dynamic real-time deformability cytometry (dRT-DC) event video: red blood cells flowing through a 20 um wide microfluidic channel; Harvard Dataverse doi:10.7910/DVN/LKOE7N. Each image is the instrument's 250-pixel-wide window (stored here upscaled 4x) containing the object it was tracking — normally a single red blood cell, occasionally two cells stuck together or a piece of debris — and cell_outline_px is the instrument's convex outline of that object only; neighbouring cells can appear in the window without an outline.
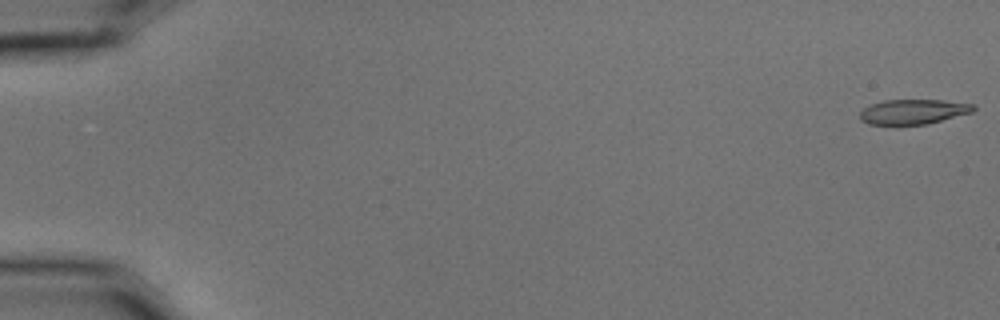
{"species": "common noctule bat (a hibernating species)", "species_latin": "Nyctalus noctula", "temperature_condition": "cold", "stored_images_in_passage": 57, "camera_frame_rate_fps": 3000, "um_per_image_px": 0.085, "animal": {"sex": "male", "body_mass_g": 15.6}, "frame": {"image": 1, "passage_image": 1, "time_ms": 0.0, "image_size_px": [1000, 320], "cell_outline_px": [[976, 108], [972, 112], [928, 124], [896, 128], [868, 124], [860, 120], [860, 112], [864, 108], [872, 104], [884, 100], [944, 100], [976, 104]], "centroid_in_image_um": [77.59, 9.54], "position_along_channel_um": 7.4, "area_um2": 17.28}}
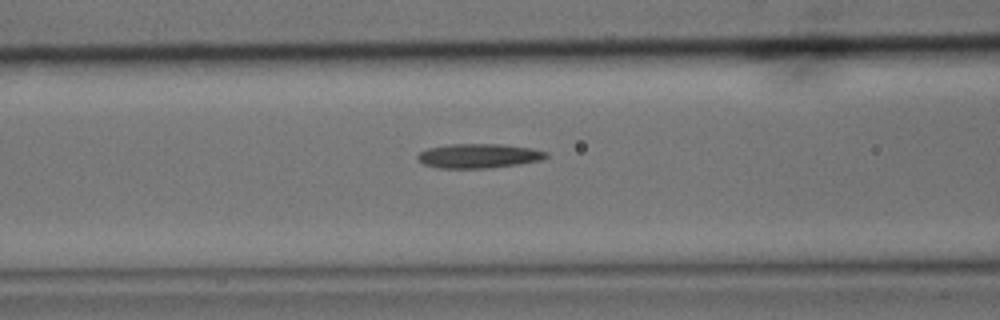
{"frame": {"image": 2, "passage_image": 24, "time_ms": 7.667, "image_size_px": [1000, 320], "cell_outline_px": [[548, 156], [540, 160], [520, 164], [488, 168], [440, 168], [424, 164], [416, 160], [416, 156], [420, 152], [428, 148], [448, 144], [500, 144], [532, 148], [548, 152]], "centroid_in_image_um": [40.67, 13.25], "position_along_channel_um": 125.9, "area_um2": 18.32}}
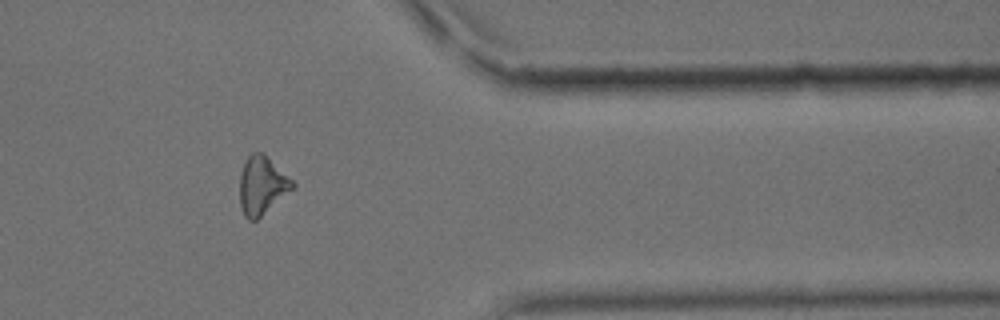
{"frame": {"image": 3, "passage_image": 47, "time_ms": 15.333, "image_size_px": [1000, 320], "cell_outline_px": [[296, 184], [292, 188], [256, 220], [248, 220], [244, 216], [240, 204], [240, 176], [244, 164], [248, 156], [252, 152], [264, 152]], "centroid_in_image_um": [22.24, 15.73], "position_along_channel_um": 389.2, "area_um2": 17.51}, "authors_computed_cell_mechanics": {"area_um2": 17.8024, "velocity_mm_per_s": 3.6101, "shape_relaxation_time_tau1_ms": null, "shape_relaxation_time_tau2_ms": 8.4648, "deformation_change_tau1": null, "deformation_change_tau2": 0.2286}}